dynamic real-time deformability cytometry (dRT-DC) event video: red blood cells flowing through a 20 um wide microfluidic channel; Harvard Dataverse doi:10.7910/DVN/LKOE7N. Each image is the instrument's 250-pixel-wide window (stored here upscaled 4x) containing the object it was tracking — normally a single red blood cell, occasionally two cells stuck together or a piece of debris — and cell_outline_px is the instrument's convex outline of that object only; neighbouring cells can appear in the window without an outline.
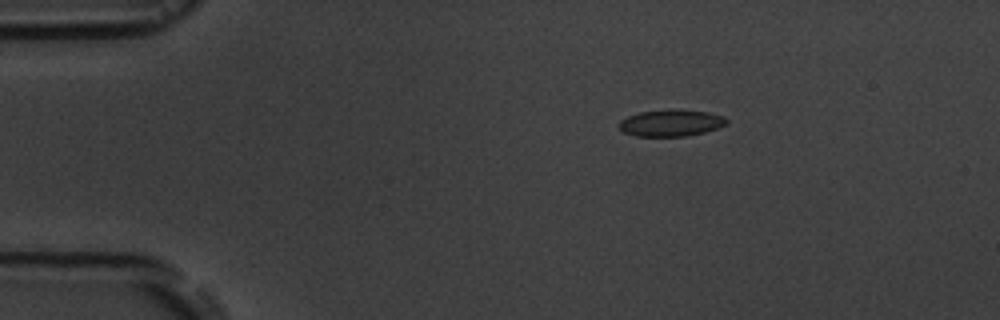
{"species": "common noctule bat (a hibernating species)", "species_latin": "Nyctalus noctula", "temperature_condition": "room temperature", "stored_images_in_passage": 3, "camera_frame_rate_fps": 3000, "um_per_image_px": 0.085, "animal": {"sex": "male", "body_mass_g": 19.5, "forearm_length_mm": 54.6}, "frame": {"image": 1, "passage_image": 1, "time_ms": 0.0, "image_size_px": [1000, 320], "cell_outline_px": [[728, 124], [704, 132], [684, 136], [636, 136], [624, 132], [616, 124], [620, 120], [628, 116], [640, 112], [672, 108], [708, 112], [724, 116], [728, 120]], "centroid_in_image_um": [57.03, 10.43], "position_along_channel_um": 28.0, "area_um2": 16.88}}